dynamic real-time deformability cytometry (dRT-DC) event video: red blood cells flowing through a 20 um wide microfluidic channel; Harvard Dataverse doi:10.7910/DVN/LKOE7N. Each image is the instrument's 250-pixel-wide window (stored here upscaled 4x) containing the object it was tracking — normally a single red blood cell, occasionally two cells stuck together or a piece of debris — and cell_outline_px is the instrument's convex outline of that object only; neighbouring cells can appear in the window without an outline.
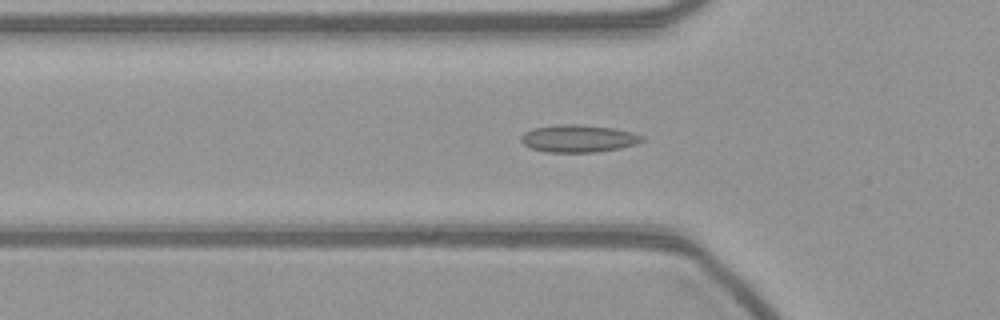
{"species": "common noctule bat (a hibernating species)", "species_latin": "Nyctalus noctula", "temperature_condition": "warm", "stored_images_in_passage": 44, "camera_frame_rate_fps": 3000, "um_per_image_px": 0.085, "animal": {"sex": "female", "body_mass_g": 21.9}, "frame": {"image": 1, "passage_image": 17, "time_ms": 5.333, "image_size_px": [1000, 320], "cell_outline_px": [[644, 140], [636, 144], [620, 148], [596, 152], [544, 152], [528, 148], [520, 140], [520, 136], [524, 132], [532, 128], [564, 124], [576, 124], [612, 128], [632, 132], [644, 136]], "centroid_in_image_um": [49.13, 11.78], "position_along_channel_um": 76.7, "area_um2": 19.42}}
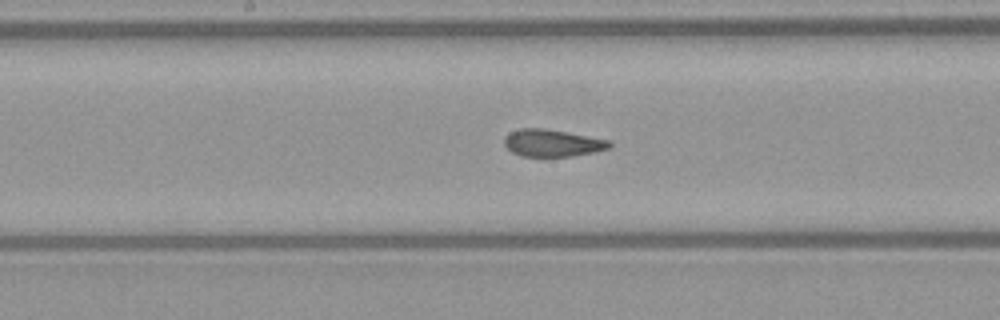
{"frame": {"image": 2, "passage_image": 27, "time_ms": 8.667, "image_size_px": [1000, 320], "cell_outline_px": [[612, 148], [572, 156], [520, 156], [512, 152], [504, 144], [504, 136], [508, 132], [520, 128], [544, 128], [612, 140]], "centroid_in_image_um": [46.96, 12.14], "position_along_channel_um": 201.2, "area_um2": 16.82}}
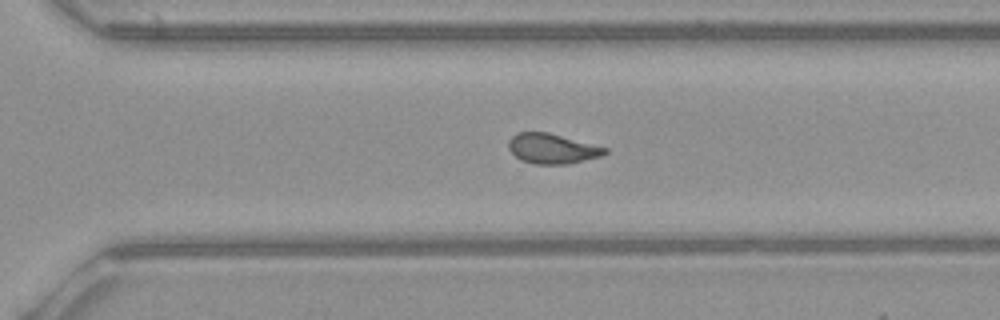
{"frame": {"image": 3, "passage_image": 37, "time_ms": 12.0, "image_size_px": [1000, 320], "cell_outline_px": [[608, 152], [600, 156], [568, 164], [532, 164], [520, 160], [508, 148], [508, 140], [516, 132], [548, 132], [608, 148]], "centroid_in_image_um": [46.91, 12.63], "position_along_channel_um": 323.7, "area_um2": 16.88}}